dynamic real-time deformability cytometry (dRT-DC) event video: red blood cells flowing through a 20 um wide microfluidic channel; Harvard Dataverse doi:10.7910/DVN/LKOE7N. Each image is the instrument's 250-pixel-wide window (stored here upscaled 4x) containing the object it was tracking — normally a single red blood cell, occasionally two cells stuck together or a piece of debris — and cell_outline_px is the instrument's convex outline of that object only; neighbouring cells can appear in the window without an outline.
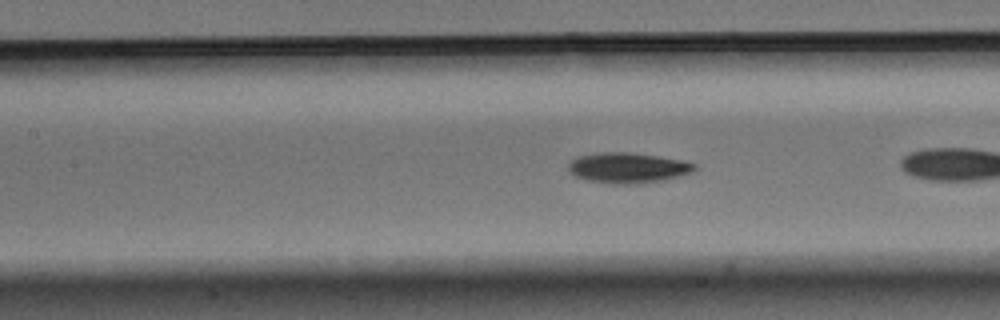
{"species": "Egyptian fruit bat (a non-hibernating species)", "species_latin": "Rousettus aegyptiacus", "temperature_condition": "warm", "stored_images_in_passage": 27, "camera_frame_rate_fps": 3000, "um_per_image_px": 0.085, "animal": {"sex": "male"}, "frame": {"image": 1, "passage_image": 8, "time_ms": 2.333, "image_size_px": [1000, 320], "cell_outline_px": [[696, 168], [692, 172], [664, 180], [640, 184], [612, 184], [588, 180], [576, 176], [568, 172], [568, 164], [576, 156], [600, 152], [632, 152], [684, 160], [696, 164]], "centroid_in_image_um": [53.36, 14.26], "position_along_channel_um": 154.0, "area_um2": 22.6}}